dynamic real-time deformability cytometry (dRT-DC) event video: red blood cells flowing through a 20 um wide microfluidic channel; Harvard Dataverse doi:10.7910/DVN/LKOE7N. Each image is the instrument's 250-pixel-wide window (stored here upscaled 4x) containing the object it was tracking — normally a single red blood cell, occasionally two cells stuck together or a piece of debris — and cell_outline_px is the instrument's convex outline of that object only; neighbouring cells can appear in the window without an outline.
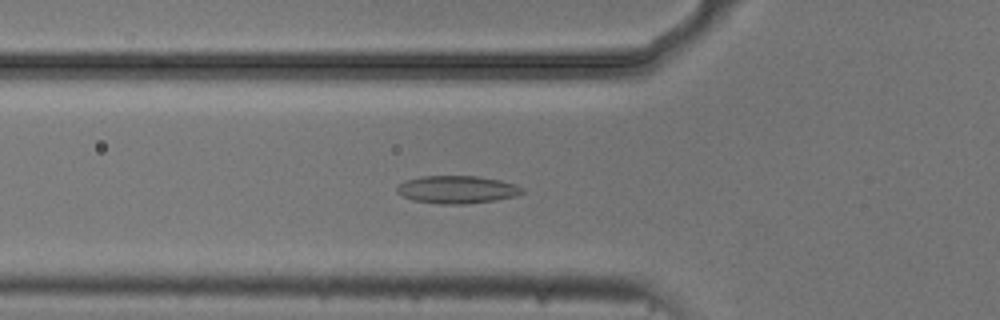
{"species": "common noctule bat (a hibernating species)", "species_latin": "Nyctalus noctula", "temperature_condition": "cold", "stored_images_in_passage": 51, "camera_frame_rate_fps": 3000, "um_per_image_px": 0.085, "animal": {"sex": "male", "body_mass_g": 20.5, "forearm_length_mm": 52.5}, "frame": {"image": 1, "passage_image": 18, "time_ms": 5.667, "image_size_px": [1000, 320], "cell_outline_px": [[524, 192], [516, 196], [496, 200], [464, 204], [440, 204], [412, 200], [396, 192], [396, 188], [404, 180], [420, 176], [476, 176], [500, 180], [516, 184], [524, 188]], "centroid_in_image_um": [38.85, 16.11], "position_along_channel_um": 86.9, "area_um2": 20.35}}
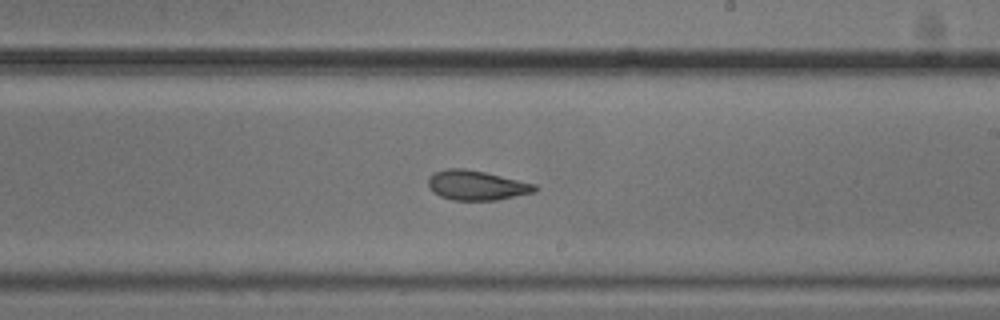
{"frame": {"image": 2, "passage_image": 31, "time_ms": 10.0, "image_size_px": [1000, 320], "cell_outline_px": [[540, 188], [536, 192], [496, 200], [452, 200], [440, 196], [432, 192], [428, 188], [428, 176], [432, 172], [448, 168], [464, 168], [484, 172], [536, 184]], "centroid_in_image_um": [40.48, 15.75], "position_along_channel_um": 248.5, "area_um2": 18.67}}
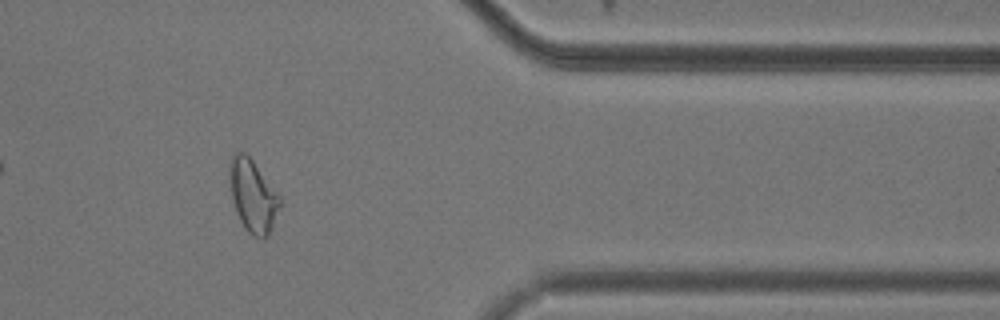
{"frame": {"image": 3, "passage_image": 44, "time_ms": 14.333, "image_size_px": [1000, 320], "cell_outline_px": [[280, 204], [268, 236], [252, 236], [244, 228], [236, 212], [232, 196], [228, 168], [232, 156], [236, 152], [244, 152], [252, 160], [280, 196]], "centroid_in_image_um": [21.47, 16.63], "position_along_channel_um": 389.9, "area_um2": 20.69}}